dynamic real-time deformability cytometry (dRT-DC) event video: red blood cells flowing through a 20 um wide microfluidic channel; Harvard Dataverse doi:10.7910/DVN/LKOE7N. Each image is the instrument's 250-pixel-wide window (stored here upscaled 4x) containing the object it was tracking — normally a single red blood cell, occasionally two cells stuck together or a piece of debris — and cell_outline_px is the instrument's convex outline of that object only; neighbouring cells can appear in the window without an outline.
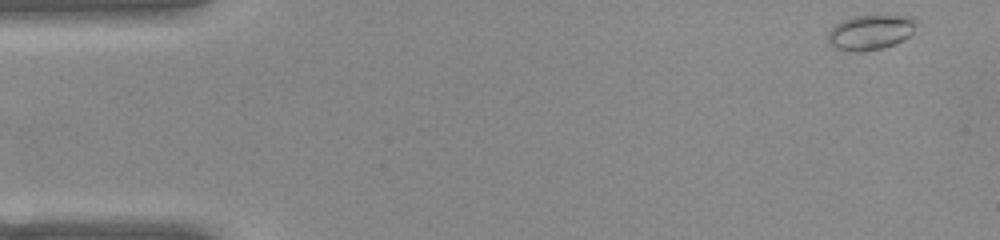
{"species": "common noctule bat (a hibernating species)", "species_latin": "Nyctalus noctula", "temperature_condition": "warm", "stored_images_in_passage": 51, "camera_frame_rate_fps": 3000, "um_per_image_px": 0.085, "animal": {"sex": "female", "body_mass_g": 22.0, "forearm_length_mm": 56.7}, "frame": {"image": 1, "passage_image": 1, "time_ms": 0.0, "image_size_px": [1000, 240], "cell_outline_px": [[920, 24], [904, 40], [896, 44], [884, 48], [864, 52], [860, 52], [832, 48], [828, 40], [828, 32], [836, 24], [844, 20], [856, 16], [880, 12], [912, 16]], "centroid_in_image_um": [74.07, 2.7], "position_along_channel_um": 10.9, "area_um2": 18.96}}
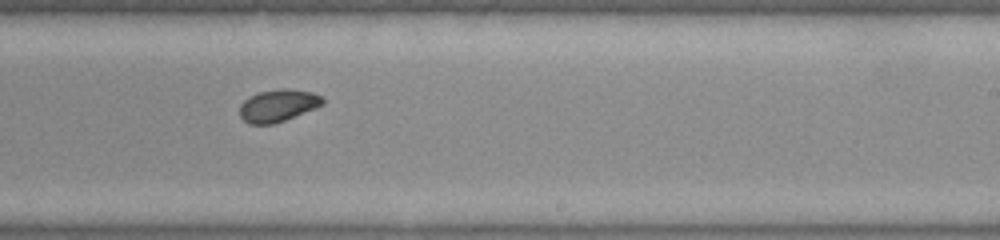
{"frame": {"image": 2, "passage_image": 30, "time_ms": 9.667, "image_size_px": [1000, 240], "cell_outline_px": [[324, 104], [316, 108], [284, 120], [272, 124], [248, 124], [240, 116], [240, 104], [248, 96], [260, 92], [284, 88], [312, 92], [320, 96], [324, 100]], "centroid_in_image_um": [23.61, 8.97], "position_along_channel_um": 265.4, "area_um2": 15.49}}
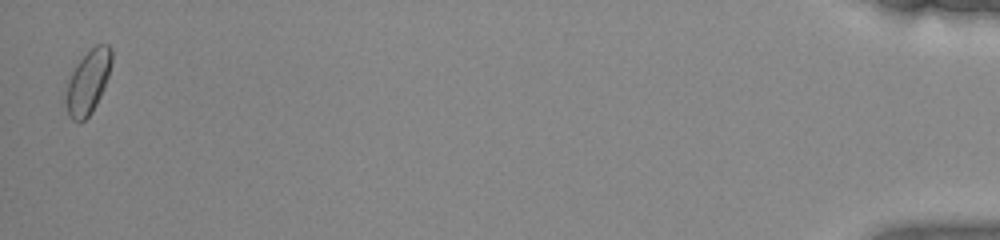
{"frame": {"image": 3, "passage_image": 50, "time_ms": 16.333, "image_size_px": [1000, 240], "cell_outline_px": [[112, 60], [108, 76], [100, 96], [92, 112], [84, 120], [72, 120], [68, 116], [64, 100], [68, 80], [76, 64], [96, 44], [108, 44], [112, 48]], "centroid_in_image_um": [7.47, 6.96], "position_along_channel_um": 427.7, "area_um2": 16.88}, "authors_computed_cell_mechanics": {"area_um2": 15.9528, "velocity_mm_per_s": 3.8985, "shape_relaxation_time_tau1_ms": null, "shape_relaxation_time_tau2_ms": 2.1636, "deformation_change_tau1": null, "deformation_change_tau2": 0.0596}}